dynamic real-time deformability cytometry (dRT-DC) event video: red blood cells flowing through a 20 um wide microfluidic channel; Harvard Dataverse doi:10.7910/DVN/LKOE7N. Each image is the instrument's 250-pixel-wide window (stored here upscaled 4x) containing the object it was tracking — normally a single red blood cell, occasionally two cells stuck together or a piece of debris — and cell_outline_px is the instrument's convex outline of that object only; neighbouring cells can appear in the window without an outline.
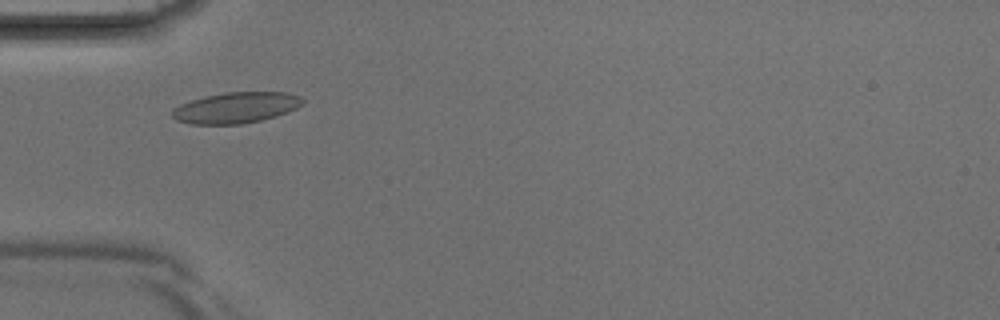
{"species": "Egyptian fruit bat (a non-hibernating species)", "species_latin": "Rousettus aegyptiacus", "temperature_condition": "room temperature", "stored_images_in_passage": 7, "camera_frame_rate_fps": 3000, "um_per_image_px": 0.085, "animal": {"sex": "male"}, "frame": {"image": 1, "passage_image": 5, "time_ms": 1.333, "image_size_px": [1000, 320], "cell_outline_px": [[304, 104], [288, 112], [276, 116], [260, 120], [240, 124], [192, 124], [176, 120], [172, 116], [172, 108], [180, 104], [192, 100], [208, 96], [228, 92], [284, 92], [300, 96], [304, 100]], "centroid_in_image_um": [20.07, 9.15], "position_along_channel_um": 64.9, "area_um2": 23.35}}
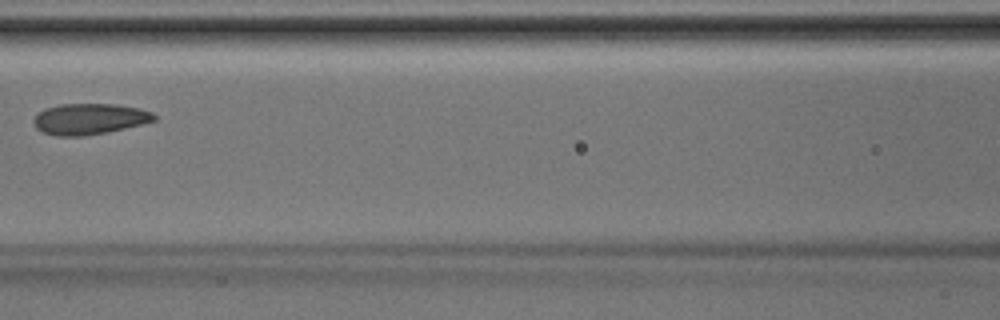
{"frame": {"image": 2, "passage_image": 7, "time_ms": 2.0, "image_size_px": [1000, 320], "cell_outline_px": [[156, 120], [108, 132], [84, 136], [56, 136], [44, 132], [36, 128], [32, 120], [44, 108], [60, 104], [116, 104], [140, 108], [152, 112], [156, 116]], "centroid_in_image_um": [7.6, 10.11], "position_along_channel_um": 159.0, "area_um2": 21.73}}